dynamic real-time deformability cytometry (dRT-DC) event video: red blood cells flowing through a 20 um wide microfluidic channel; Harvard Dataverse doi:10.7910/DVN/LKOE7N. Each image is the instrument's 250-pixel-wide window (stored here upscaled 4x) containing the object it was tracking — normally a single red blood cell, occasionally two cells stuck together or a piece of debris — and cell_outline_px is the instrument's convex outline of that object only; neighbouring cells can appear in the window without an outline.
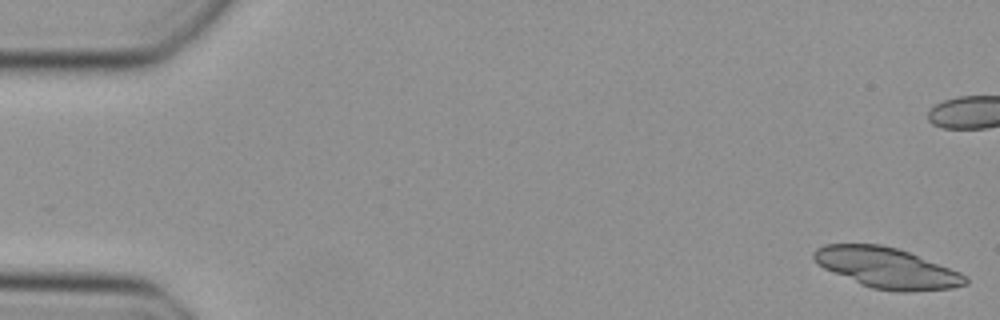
{"species": "Egyptian fruit bat (a non-hibernating species)", "species_latin": "Rousettus aegyptiacus", "temperature_condition": "cold", "stored_images_in_passage": 11, "camera_frame_rate_fps": 3000, "um_per_image_px": 0.085, "animal": {"sex": "female"}, "frame": {"image": 1, "passage_image": 1, "time_ms": 0.0, "image_size_px": [1000, 320], "cell_outline_px": [[968, 284], [952, 288], [912, 292], [896, 292], [872, 288], [860, 284], [832, 272], [824, 268], [812, 256], [812, 252], [816, 248], [824, 244], [880, 244], [896, 248], [908, 252], [960, 272], [968, 276]], "centroid_in_image_um": [75.39, 22.78], "position_along_channel_um": 9.6, "area_um2": 35.72}}